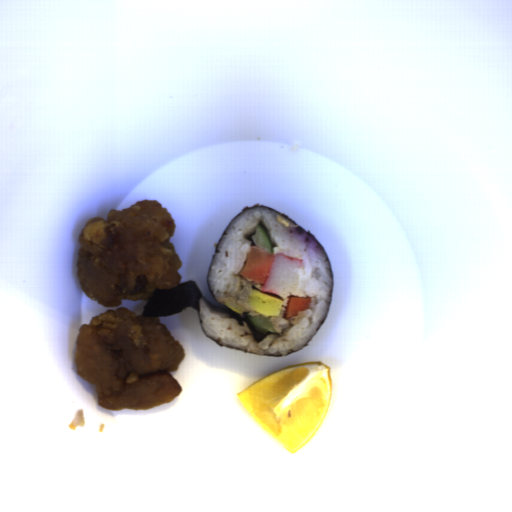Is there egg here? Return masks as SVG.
I'll use <instances>...</instances> for the list:
<instances>
[{
  "mask_svg": "<svg viewBox=\"0 0 512 512\" xmlns=\"http://www.w3.org/2000/svg\"><path fill=\"white\" fill-rule=\"evenodd\" d=\"M248 307L269 318L279 315L283 303L281 297L254 288L249 294Z\"/></svg>",
  "mask_w": 512,
  "mask_h": 512,
  "instance_id": "1",
  "label": "egg"
}]
</instances>
